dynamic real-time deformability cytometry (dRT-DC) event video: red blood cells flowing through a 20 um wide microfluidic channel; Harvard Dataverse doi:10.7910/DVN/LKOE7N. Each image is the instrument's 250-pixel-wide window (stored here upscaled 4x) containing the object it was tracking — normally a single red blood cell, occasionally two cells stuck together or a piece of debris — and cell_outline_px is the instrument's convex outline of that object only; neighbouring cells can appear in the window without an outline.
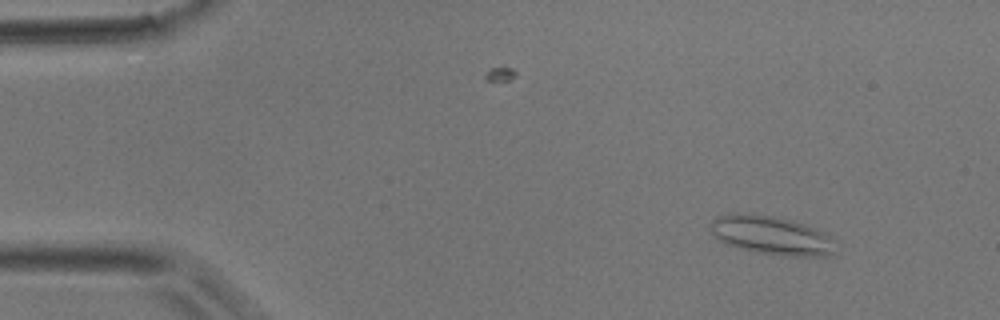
{"species": "common noctule bat (a hibernating species)", "species_latin": "Nyctalus noctula", "temperature_condition": "room temperature", "stored_images_in_passage": 43, "camera_frame_rate_fps": 3000, "um_per_image_px": 0.085, "animal": {"sex": "male", "body_mass_g": 17.9}, "frame": {"image": 1, "passage_image": 4, "time_ms": 1.0, "image_size_px": [1000, 320], "cell_outline_px": [[836, 240], [832, 256], [784, 256], [756, 252], [740, 248], [716, 240], [708, 228], [708, 224], [716, 216], [728, 212], [736, 212], [772, 216], [792, 220], [804, 224], [824, 232]], "centroid_in_image_um": [65.52, 19.99], "position_along_channel_um": 19.5, "area_um2": 28.73}}
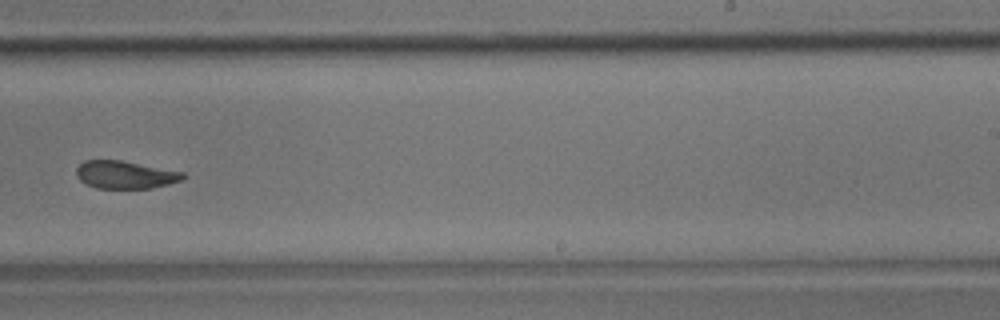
{"frame": {"image": 2, "passage_image": 27, "time_ms": 8.667, "image_size_px": [1000, 320], "cell_outline_px": [[184, 176], [180, 180], [168, 184], [152, 188], [96, 188], [80, 180], [76, 176], [76, 168], [84, 160], [120, 160], [184, 172]], "centroid_in_image_um": [10.61, 14.85], "position_along_channel_um": 278.4, "area_um2": 17.05}}
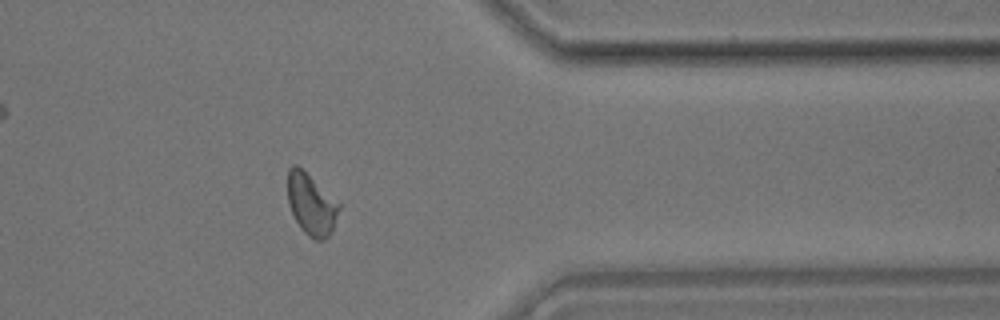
{"frame": {"image": 3, "passage_image": 35, "time_ms": 11.333, "image_size_px": [1000, 320], "cell_outline_px": [[340, 208], [332, 232], [324, 240], [312, 240], [300, 228], [288, 204], [288, 168], [292, 164], [296, 164], [340, 204]], "centroid_in_image_um": [26.45, 17.4], "position_along_channel_um": 385.0, "area_um2": 18.15}}